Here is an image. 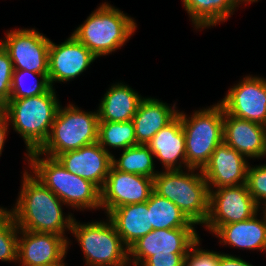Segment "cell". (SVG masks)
I'll return each mask as SVG.
<instances>
[{
    "instance_id": "26",
    "label": "cell",
    "mask_w": 266,
    "mask_h": 266,
    "mask_svg": "<svg viewBox=\"0 0 266 266\" xmlns=\"http://www.w3.org/2000/svg\"><path fill=\"white\" fill-rule=\"evenodd\" d=\"M153 158L154 154L148 145L138 144L124 149L118 160L112 154V167L122 172L154 178L158 171H155Z\"/></svg>"
},
{
    "instance_id": "38",
    "label": "cell",
    "mask_w": 266,
    "mask_h": 266,
    "mask_svg": "<svg viewBox=\"0 0 266 266\" xmlns=\"http://www.w3.org/2000/svg\"><path fill=\"white\" fill-rule=\"evenodd\" d=\"M240 4H242V3H253V2H258V0H237Z\"/></svg>"
},
{
    "instance_id": "17",
    "label": "cell",
    "mask_w": 266,
    "mask_h": 266,
    "mask_svg": "<svg viewBox=\"0 0 266 266\" xmlns=\"http://www.w3.org/2000/svg\"><path fill=\"white\" fill-rule=\"evenodd\" d=\"M247 158L224 142L216 147L201 170L208 189L246 184Z\"/></svg>"
},
{
    "instance_id": "29",
    "label": "cell",
    "mask_w": 266,
    "mask_h": 266,
    "mask_svg": "<svg viewBox=\"0 0 266 266\" xmlns=\"http://www.w3.org/2000/svg\"><path fill=\"white\" fill-rule=\"evenodd\" d=\"M18 233L14 218L8 213L0 221V260L17 262Z\"/></svg>"
},
{
    "instance_id": "30",
    "label": "cell",
    "mask_w": 266,
    "mask_h": 266,
    "mask_svg": "<svg viewBox=\"0 0 266 266\" xmlns=\"http://www.w3.org/2000/svg\"><path fill=\"white\" fill-rule=\"evenodd\" d=\"M246 185L256 204L260 207L263 200V209H266V164L248 166Z\"/></svg>"
},
{
    "instance_id": "5",
    "label": "cell",
    "mask_w": 266,
    "mask_h": 266,
    "mask_svg": "<svg viewBox=\"0 0 266 266\" xmlns=\"http://www.w3.org/2000/svg\"><path fill=\"white\" fill-rule=\"evenodd\" d=\"M165 170L153 178L154 192L173 202L195 225H204L209 215V189L199 170Z\"/></svg>"
},
{
    "instance_id": "9",
    "label": "cell",
    "mask_w": 266,
    "mask_h": 266,
    "mask_svg": "<svg viewBox=\"0 0 266 266\" xmlns=\"http://www.w3.org/2000/svg\"><path fill=\"white\" fill-rule=\"evenodd\" d=\"M259 209L246 184L212 188L209 189V215L204 225L213 234L221 225L252 218Z\"/></svg>"
},
{
    "instance_id": "34",
    "label": "cell",
    "mask_w": 266,
    "mask_h": 266,
    "mask_svg": "<svg viewBox=\"0 0 266 266\" xmlns=\"http://www.w3.org/2000/svg\"><path fill=\"white\" fill-rule=\"evenodd\" d=\"M217 266H253L240 257L233 256L231 254L222 253L219 257Z\"/></svg>"
},
{
    "instance_id": "3",
    "label": "cell",
    "mask_w": 266,
    "mask_h": 266,
    "mask_svg": "<svg viewBox=\"0 0 266 266\" xmlns=\"http://www.w3.org/2000/svg\"><path fill=\"white\" fill-rule=\"evenodd\" d=\"M60 103L54 88L38 96L9 99L4 116L21 135L28 153L38 151L49 137Z\"/></svg>"
},
{
    "instance_id": "25",
    "label": "cell",
    "mask_w": 266,
    "mask_h": 266,
    "mask_svg": "<svg viewBox=\"0 0 266 266\" xmlns=\"http://www.w3.org/2000/svg\"><path fill=\"white\" fill-rule=\"evenodd\" d=\"M150 211V225L156 229L195 228L185 214L170 200L154 191L147 201Z\"/></svg>"
},
{
    "instance_id": "28",
    "label": "cell",
    "mask_w": 266,
    "mask_h": 266,
    "mask_svg": "<svg viewBox=\"0 0 266 266\" xmlns=\"http://www.w3.org/2000/svg\"><path fill=\"white\" fill-rule=\"evenodd\" d=\"M37 76L38 78L40 77L39 80ZM27 77H30L29 80H31V77L33 78L30 83H28ZM51 88L52 86L49 82L48 73L13 70L10 99L38 96L47 93Z\"/></svg>"
},
{
    "instance_id": "20",
    "label": "cell",
    "mask_w": 266,
    "mask_h": 266,
    "mask_svg": "<svg viewBox=\"0 0 266 266\" xmlns=\"http://www.w3.org/2000/svg\"><path fill=\"white\" fill-rule=\"evenodd\" d=\"M172 107L158 99L143 97L132 119L137 144L147 145L158 131L178 115L175 103Z\"/></svg>"
},
{
    "instance_id": "16",
    "label": "cell",
    "mask_w": 266,
    "mask_h": 266,
    "mask_svg": "<svg viewBox=\"0 0 266 266\" xmlns=\"http://www.w3.org/2000/svg\"><path fill=\"white\" fill-rule=\"evenodd\" d=\"M56 159L69 172L103 188L112 166V153L98 142L59 154Z\"/></svg>"
},
{
    "instance_id": "35",
    "label": "cell",
    "mask_w": 266,
    "mask_h": 266,
    "mask_svg": "<svg viewBox=\"0 0 266 266\" xmlns=\"http://www.w3.org/2000/svg\"><path fill=\"white\" fill-rule=\"evenodd\" d=\"M8 125H10L8 119L5 116H3L0 119V156L2 155V150L7 136L6 134L9 132Z\"/></svg>"
},
{
    "instance_id": "6",
    "label": "cell",
    "mask_w": 266,
    "mask_h": 266,
    "mask_svg": "<svg viewBox=\"0 0 266 266\" xmlns=\"http://www.w3.org/2000/svg\"><path fill=\"white\" fill-rule=\"evenodd\" d=\"M224 113L219 102L194 111L191 117L178 111L186 142V170H202L216 147L223 142Z\"/></svg>"
},
{
    "instance_id": "12",
    "label": "cell",
    "mask_w": 266,
    "mask_h": 266,
    "mask_svg": "<svg viewBox=\"0 0 266 266\" xmlns=\"http://www.w3.org/2000/svg\"><path fill=\"white\" fill-rule=\"evenodd\" d=\"M221 100L219 103L227 114L266 126L265 78L246 76Z\"/></svg>"
},
{
    "instance_id": "18",
    "label": "cell",
    "mask_w": 266,
    "mask_h": 266,
    "mask_svg": "<svg viewBox=\"0 0 266 266\" xmlns=\"http://www.w3.org/2000/svg\"><path fill=\"white\" fill-rule=\"evenodd\" d=\"M223 142L246 158L266 156V126L224 113Z\"/></svg>"
},
{
    "instance_id": "1",
    "label": "cell",
    "mask_w": 266,
    "mask_h": 266,
    "mask_svg": "<svg viewBox=\"0 0 266 266\" xmlns=\"http://www.w3.org/2000/svg\"><path fill=\"white\" fill-rule=\"evenodd\" d=\"M26 171L23 173L18 200L14 208L9 210L17 227L25 231L54 233L65 237V230L72 228V213L64 216V203Z\"/></svg>"
},
{
    "instance_id": "33",
    "label": "cell",
    "mask_w": 266,
    "mask_h": 266,
    "mask_svg": "<svg viewBox=\"0 0 266 266\" xmlns=\"http://www.w3.org/2000/svg\"><path fill=\"white\" fill-rule=\"evenodd\" d=\"M187 254H163L150 256L141 266H184Z\"/></svg>"
},
{
    "instance_id": "32",
    "label": "cell",
    "mask_w": 266,
    "mask_h": 266,
    "mask_svg": "<svg viewBox=\"0 0 266 266\" xmlns=\"http://www.w3.org/2000/svg\"><path fill=\"white\" fill-rule=\"evenodd\" d=\"M199 243L200 238L190 247L184 266H217L222 253L200 249Z\"/></svg>"
},
{
    "instance_id": "2",
    "label": "cell",
    "mask_w": 266,
    "mask_h": 266,
    "mask_svg": "<svg viewBox=\"0 0 266 266\" xmlns=\"http://www.w3.org/2000/svg\"><path fill=\"white\" fill-rule=\"evenodd\" d=\"M42 156L38 151L26 154L36 179L73 209H101V190L95 184L69 172L56 158Z\"/></svg>"
},
{
    "instance_id": "24",
    "label": "cell",
    "mask_w": 266,
    "mask_h": 266,
    "mask_svg": "<svg viewBox=\"0 0 266 266\" xmlns=\"http://www.w3.org/2000/svg\"><path fill=\"white\" fill-rule=\"evenodd\" d=\"M196 29L209 28L225 22L240 3L237 0H182Z\"/></svg>"
},
{
    "instance_id": "37",
    "label": "cell",
    "mask_w": 266,
    "mask_h": 266,
    "mask_svg": "<svg viewBox=\"0 0 266 266\" xmlns=\"http://www.w3.org/2000/svg\"><path fill=\"white\" fill-rule=\"evenodd\" d=\"M64 259L65 257L61 259L59 262L47 266H66V264L64 263Z\"/></svg>"
},
{
    "instance_id": "4",
    "label": "cell",
    "mask_w": 266,
    "mask_h": 266,
    "mask_svg": "<svg viewBox=\"0 0 266 266\" xmlns=\"http://www.w3.org/2000/svg\"><path fill=\"white\" fill-rule=\"evenodd\" d=\"M136 28L131 16L104 2L72 35L98 58L120 49Z\"/></svg>"
},
{
    "instance_id": "13",
    "label": "cell",
    "mask_w": 266,
    "mask_h": 266,
    "mask_svg": "<svg viewBox=\"0 0 266 266\" xmlns=\"http://www.w3.org/2000/svg\"><path fill=\"white\" fill-rule=\"evenodd\" d=\"M153 191V178L122 172L111 166L101 189V209L107 214L123 205L146 202Z\"/></svg>"
},
{
    "instance_id": "36",
    "label": "cell",
    "mask_w": 266,
    "mask_h": 266,
    "mask_svg": "<svg viewBox=\"0 0 266 266\" xmlns=\"http://www.w3.org/2000/svg\"><path fill=\"white\" fill-rule=\"evenodd\" d=\"M9 213V210L4 207H0V221Z\"/></svg>"
},
{
    "instance_id": "15",
    "label": "cell",
    "mask_w": 266,
    "mask_h": 266,
    "mask_svg": "<svg viewBox=\"0 0 266 266\" xmlns=\"http://www.w3.org/2000/svg\"><path fill=\"white\" fill-rule=\"evenodd\" d=\"M96 60L95 55L72 34L61 44L49 45L48 78L53 88L55 82H67L87 70Z\"/></svg>"
},
{
    "instance_id": "8",
    "label": "cell",
    "mask_w": 266,
    "mask_h": 266,
    "mask_svg": "<svg viewBox=\"0 0 266 266\" xmlns=\"http://www.w3.org/2000/svg\"><path fill=\"white\" fill-rule=\"evenodd\" d=\"M70 231L81 246L86 266H130L128 248L109 218L87 224L74 218Z\"/></svg>"
},
{
    "instance_id": "23",
    "label": "cell",
    "mask_w": 266,
    "mask_h": 266,
    "mask_svg": "<svg viewBox=\"0 0 266 266\" xmlns=\"http://www.w3.org/2000/svg\"><path fill=\"white\" fill-rule=\"evenodd\" d=\"M142 96L129 85L118 82L106 91L99 105V122H124L133 119Z\"/></svg>"
},
{
    "instance_id": "27",
    "label": "cell",
    "mask_w": 266,
    "mask_h": 266,
    "mask_svg": "<svg viewBox=\"0 0 266 266\" xmlns=\"http://www.w3.org/2000/svg\"><path fill=\"white\" fill-rule=\"evenodd\" d=\"M97 142L109 153L110 151L107 146L124 150L138 145L132 120L124 122H99Z\"/></svg>"
},
{
    "instance_id": "7",
    "label": "cell",
    "mask_w": 266,
    "mask_h": 266,
    "mask_svg": "<svg viewBox=\"0 0 266 266\" xmlns=\"http://www.w3.org/2000/svg\"><path fill=\"white\" fill-rule=\"evenodd\" d=\"M98 111L85 112L73 104L58 108L48 139L38 150L45 156L77 150L98 140Z\"/></svg>"
},
{
    "instance_id": "14",
    "label": "cell",
    "mask_w": 266,
    "mask_h": 266,
    "mask_svg": "<svg viewBox=\"0 0 266 266\" xmlns=\"http://www.w3.org/2000/svg\"><path fill=\"white\" fill-rule=\"evenodd\" d=\"M17 261L21 266H47L66 257L67 237L19 229Z\"/></svg>"
},
{
    "instance_id": "11",
    "label": "cell",
    "mask_w": 266,
    "mask_h": 266,
    "mask_svg": "<svg viewBox=\"0 0 266 266\" xmlns=\"http://www.w3.org/2000/svg\"><path fill=\"white\" fill-rule=\"evenodd\" d=\"M199 238L195 228L152 230L128 248L129 264L141 266L153 255L187 254Z\"/></svg>"
},
{
    "instance_id": "10",
    "label": "cell",
    "mask_w": 266,
    "mask_h": 266,
    "mask_svg": "<svg viewBox=\"0 0 266 266\" xmlns=\"http://www.w3.org/2000/svg\"><path fill=\"white\" fill-rule=\"evenodd\" d=\"M0 42L8 52L14 70L48 73L49 45L51 40L32 29H14L6 32Z\"/></svg>"
},
{
    "instance_id": "31",
    "label": "cell",
    "mask_w": 266,
    "mask_h": 266,
    "mask_svg": "<svg viewBox=\"0 0 266 266\" xmlns=\"http://www.w3.org/2000/svg\"><path fill=\"white\" fill-rule=\"evenodd\" d=\"M13 70L9 54L0 44V103L2 105L10 99Z\"/></svg>"
},
{
    "instance_id": "22",
    "label": "cell",
    "mask_w": 266,
    "mask_h": 266,
    "mask_svg": "<svg viewBox=\"0 0 266 266\" xmlns=\"http://www.w3.org/2000/svg\"><path fill=\"white\" fill-rule=\"evenodd\" d=\"M107 217L127 248L153 230L147 201L114 208Z\"/></svg>"
},
{
    "instance_id": "19",
    "label": "cell",
    "mask_w": 266,
    "mask_h": 266,
    "mask_svg": "<svg viewBox=\"0 0 266 266\" xmlns=\"http://www.w3.org/2000/svg\"><path fill=\"white\" fill-rule=\"evenodd\" d=\"M147 145L165 170H182L183 164V168L186 167V142L179 115L158 131Z\"/></svg>"
},
{
    "instance_id": "21",
    "label": "cell",
    "mask_w": 266,
    "mask_h": 266,
    "mask_svg": "<svg viewBox=\"0 0 266 266\" xmlns=\"http://www.w3.org/2000/svg\"><path fill=\"white\" fill-rule=\"evenodd\" d=\"M263 214L261 220L255 214L241 222L221 225L213 233L221 244L239 249L266 251V209Z\"/></svg>"
},
{
    "instance_id": "39",
    "label": "cell",
    "mask_w": 266,
    "mask_h": 266,
    "mask_svg": "<svg viewBox=\"0 0 266 266\" xmlns=\"http://www.w3.org/2000/svg\"><path fill=\"white\" fill-rule=\"evenodd\" d=\"M4 116V105L0 103V119Z\"/></svg>"
}]
</instances>
